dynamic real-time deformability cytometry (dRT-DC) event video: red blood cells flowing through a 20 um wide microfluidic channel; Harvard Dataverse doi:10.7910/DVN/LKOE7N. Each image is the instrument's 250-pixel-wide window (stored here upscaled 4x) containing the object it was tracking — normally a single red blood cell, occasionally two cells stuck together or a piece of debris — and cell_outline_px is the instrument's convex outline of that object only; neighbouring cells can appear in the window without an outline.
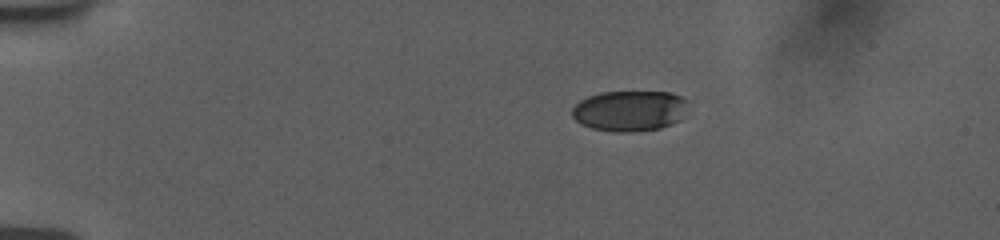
{"species": "human", "species_latin": "Homo sapiens", "temperature_condition": "room temperature", "stored_images_in_passage": 46, "camera_frame_rate_fps": 3000, "um_per_image_px": 0.085, "donor": {"sex": "female"}, "frame": {"image": 1, "passage_image": 1, "time_ms": 0.0, "image_size_px": [1000, 240], "cell_outline_px": [[688, 100], [680, 120], [672, 124], [660, 128], [632, 132], [616, 132], [592, 128], [580, 124], [572, 116], [572, 108], [580, 100], [588, 96], [600, 92], [672, 92]], "centroid_in_image_um": [53.5, 9.42], "position_along_channel_um": 31.5, "area_um2": 27.51}}
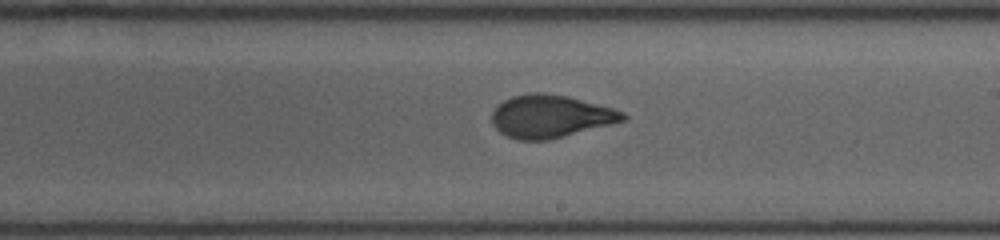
{"frame": {"image": 2, "passage_image": 24, "time_ms": 7.667, "image_size_px": [1000, 240], "cell_outline_px": [[628, 116], [624, 120], [548, 140], [516, 140], [500, 132], [492, 124], [492, 112], [496, 104], [512, 96], [532, 92], [544, 92], [568, 96], [612, 108], [624, 112]], "centroid_in_image_um": [46.73, 9.87], "position_along_channel_um": 242.3, "area_um2": 32.48}}
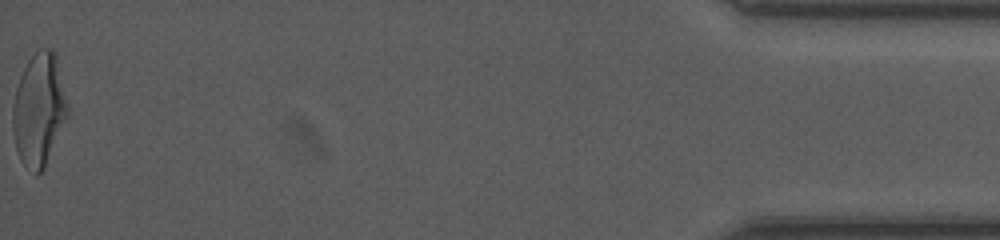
{"frame": {"image": 3, "passage_image": 46, "time_ms": 15.0, "image_size_px": [1000, 240], "cell_outline_px": [[68, 116], [44, 168], [36, 176], [20, 160], [16, 148], [12, 128], [12, 108], [16, 88], [20, 76], [28, 60], [40, 48], [52, 48], [56, 52], [68, 108]], "centroid_in_image_um": [3.31, 9.31], "position_along_channel_um": 431.9, "area_um2": 36.07}, "authors_computed_cell_mechanics": {"area_um2": 32.8304, "velocity_mm_per_s": 3.7568, "shape_relaxation_time_tau1_ms": 4.828, "shape_relaxation_time_tau2_ms": 0.8088, "deformation_change_tau1": 0.1791, "deformation_change_tau2": 0.0579}}